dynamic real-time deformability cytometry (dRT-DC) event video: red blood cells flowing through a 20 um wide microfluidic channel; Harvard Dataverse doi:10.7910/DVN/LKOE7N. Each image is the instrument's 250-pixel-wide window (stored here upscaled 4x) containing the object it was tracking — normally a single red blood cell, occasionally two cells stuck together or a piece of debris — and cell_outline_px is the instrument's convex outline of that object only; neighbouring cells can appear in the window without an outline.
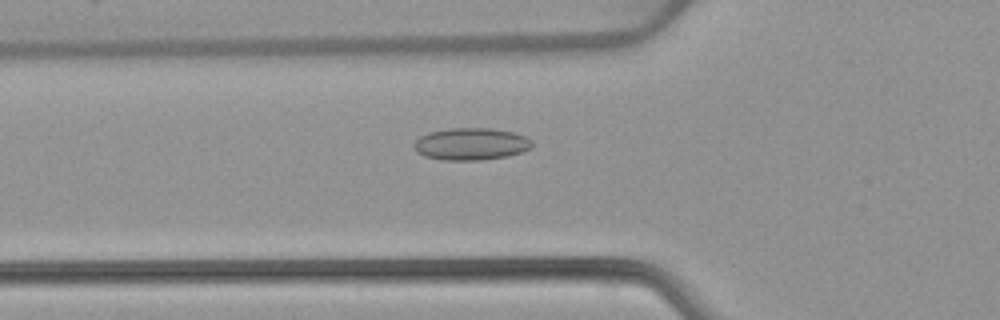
{"species": "common noctule bat (a hibernating species)", "species_latin": "Nyctalus noctula", "temperature_condition": "warm", "stored_images_in_passage": 53, "camera_frame_rate_fps": 3000, "um_per_image_px": 0.085, "animal": {"sex": "female", "body_mass_g": 22.7, "forearm_length_mm": 54.2}, "frame": {"image": 1, "passage_image": 19, "time_ms": 6.0, "image_size_px": [1000, 320], "cell_outline_px": [[532, 148], [508, 156], [480, 160], [444, 160], [424, 156], [416, 152], [412, 144], [420, 136], [428, 132], [452, 128], [488, 128], [512, 132], [524, 136], [532, 140]], "centroid_in_image_um": [40.01, 12.24], "position_along_channel_um": 85.8, "area_um2": 22.14}}
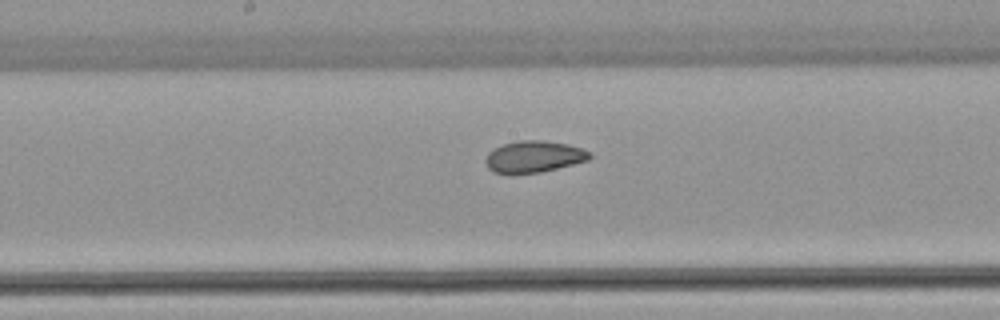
{"frame": {"image": 2, "passage_image": 28, "time_ms": 9.0, "image_size_px": [1000, 320], "cell_outline_px": [[592, 156], [588, 160], [540, 172], [492, 172], [488, 168], [484, 160], [488, 152], [492, 148], [504, 144], [520, 140], [540, 140], [568, 144], [592, 152]], "centroid_in_image_um": [45.37, 13.29], "position_along_channel_um": 202.8, "area_um2": 18.9}}
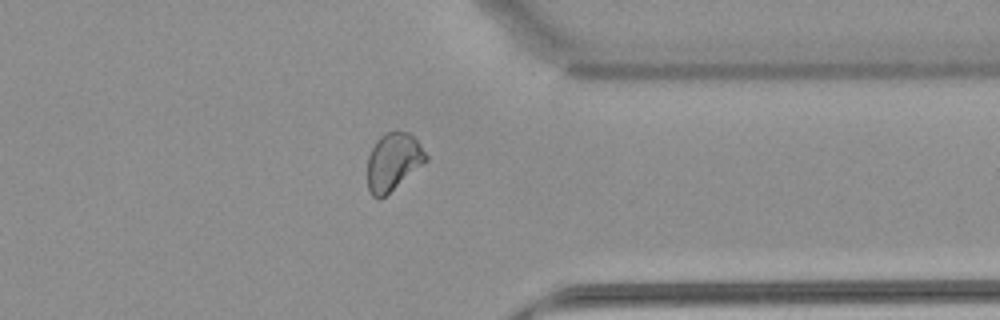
{"frame": {"image": 3, "passage_image": 42, "time_ms": 13.667, "image_size_px": [1000, 320], "cell_outline_px": [[428, 160], [380, 200], [372, 196], [368, 188], [368, 156], [376, 140], [384, 132], [408, 132], [420, 144], [428, 156]], "centroid_in_image_um": [33.41, 13.75], "position_along_channel_um": 378.0, "area_um2": 19.48}, "authors_computed_cell_mechanics": {"area_um2": 20.9814, "velocity_mm_per_s": 3.8863, "shape_relaxation_time_tau1_ms": null, "shape_relaxation_time_tau2_ms": 1.6952, "deformation_change_tau1": null, "deformation_change_tau2": 0.069}}